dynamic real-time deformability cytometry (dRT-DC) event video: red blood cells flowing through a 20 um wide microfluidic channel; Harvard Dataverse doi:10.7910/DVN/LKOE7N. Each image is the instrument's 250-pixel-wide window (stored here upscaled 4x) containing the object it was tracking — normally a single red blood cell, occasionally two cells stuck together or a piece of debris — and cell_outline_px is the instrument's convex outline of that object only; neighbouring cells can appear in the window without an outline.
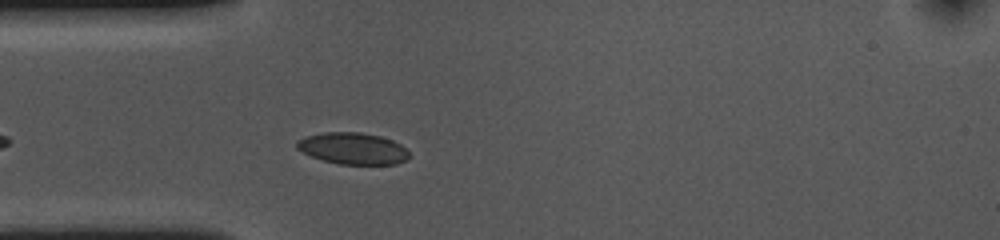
{"species": "common noctule bat (a hibernating species)", "species_latin": "Nyctalus noctula", "temperature_condition": "cold", "stored_images_in_passage": 37, "camera_frame_rate_fps": 3000, "um_per_image_px": 0.085, "animal": {"sex": "female", "body_mass_g": 10.0, "forearm_length_mm": 53.1}, "frame": {"image": 1, "passage_image": 6, "time_ms": 1.667, "image_size_px": [1000, 240], "cell_outline_px": [[408, 160], [396, 164], [340, 164], [324, 160], [312, 156], [296, 148], [296, 140], [304, 136], [324, 132], [360, 132], [380, 136], [392, 140], [400, 144], [408, 152]], "centroid_in_image_um": [29.98, 12.61], "position_along_channel_um": 55.0, "area_um2": 20.63}}
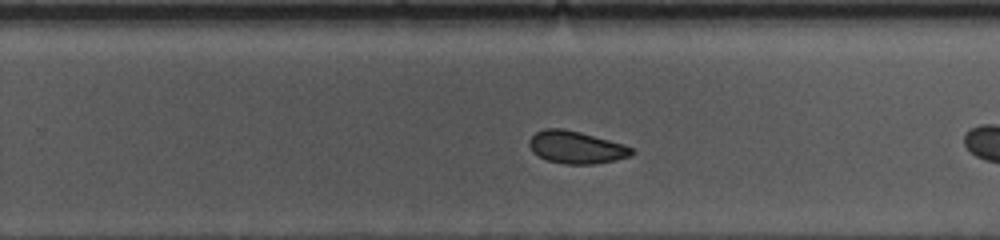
{"frame": {"image": 2, "passage_image": 22, "time_ms": 7.0, "image_size_px": [1000, 240], "cell_outline_px": [[636, 152], [632, 156], [596, 164], [564, 164], [548, 160], [532, 152], [528, 144], [528, 140], [536, 132], [544, 128], [560, 128], [580, 132], [624, 144], [632, 148]], "centroid_in_image_um": [48.98, 12.52], "position_along_channel_um": 280.8, "area_um2": 19.42}, "authors_computed_cell_mechanics": {"area_um2": 19.9988, "velocity_mm_per_s": 3.586, "shape_relaxation_time_tau1_ms": 1.7522, "shape_relaxation_time_tau2_ms": 1.8456, "deformation_change_tau1": 0.0592, "deformation_change_tau2": 0.0329}}